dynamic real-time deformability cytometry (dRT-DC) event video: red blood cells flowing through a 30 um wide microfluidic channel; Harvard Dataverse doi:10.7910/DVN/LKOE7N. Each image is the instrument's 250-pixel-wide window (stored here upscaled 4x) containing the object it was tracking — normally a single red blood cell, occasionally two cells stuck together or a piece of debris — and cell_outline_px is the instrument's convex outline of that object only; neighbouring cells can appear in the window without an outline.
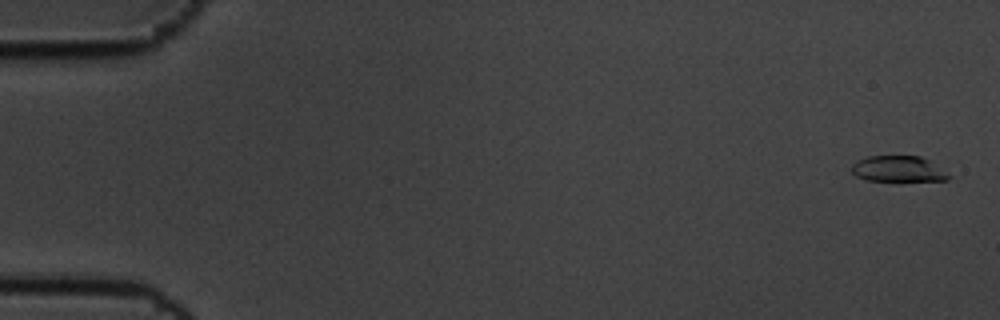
{"species": "common noctule bat (a hibernating species)", "species_latin": "Nyctalus noctula", "temperature_condition": "cold", "stored_images_in_passage": 6, "camera_frame_rate_fps": 3000, "um_per_image_px": 0.085, "animal": {"sex": "male", "body_mass_g": 19.5, "forearm_length_mm": 54.6}, "frame": {"image": 1, "passage_image": 1, "time_ms": 0.0, "image_size_px": [1000, 320], "cell_outline_px": [[952, 176], [948, 180], [900, 184], [864, 180], [856, 176], [852, 172], [852, 164], [856, 160], [868, 156], [920, 156], [928, 160]], "centroid_in_image_um": [76.35, 14.43], "position_along_channel_um": 8.6, "area_um2": 15.66}}
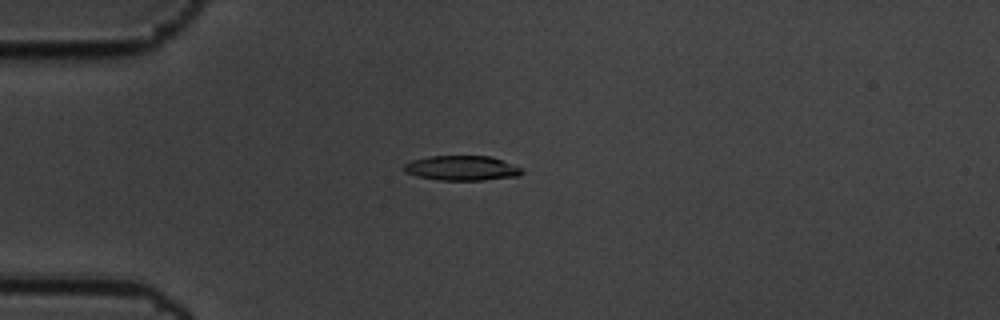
{"frame": {"image": 2, "passage_image": 5, "time_ms": 1.333, "image_size_px": [1000, 320], "cell_outline_px": [[524, 172], [516, 176], [484, 180], [440, 180], [416, 176], [404, 172], [404, 164], [412, 160], [428, 156], [492, 156], [520, 168]], "centroid_in_image_um": [39.21, 14.28], "position_along_channel_um": 45.8, "area_um2": 16.94}}